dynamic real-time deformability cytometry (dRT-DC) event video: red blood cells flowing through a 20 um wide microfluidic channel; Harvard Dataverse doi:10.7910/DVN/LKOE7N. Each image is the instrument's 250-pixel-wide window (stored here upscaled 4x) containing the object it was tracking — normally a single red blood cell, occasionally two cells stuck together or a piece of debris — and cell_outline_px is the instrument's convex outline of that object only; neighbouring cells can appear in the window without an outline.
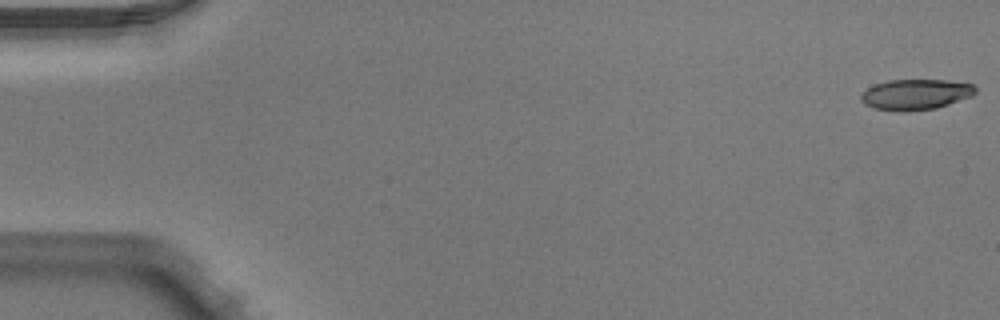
{"species": "Egyptian fruit bat (a non-hibernating species)", "species_latin": "Rousettus aegyptiacus", "temperature_condition": "warm", "stored_images_in_passage": 51, "camera_frame_rate_fps": 3000, "um_per_image_px": 0.085, "animal": {"sex": "male"}, "frame": {"image": 1, "passage_image": 1, "time_ms": 0.0, "image_size_px": [1000, 320], "cell_outline_px": [[976, 92], [972, 96], [936, 108], [904, 112], [900, 112], [872, 108], [864, 104], [860, 100], [860, 96], [868, 88], [876, 84], [888, 80], [944, 80], [972, 84], [976, 88]], "centroid_in_image_um": [77.8, 8.04], "position_along_channel_um": 7.2, "area_um2": 20.4}}
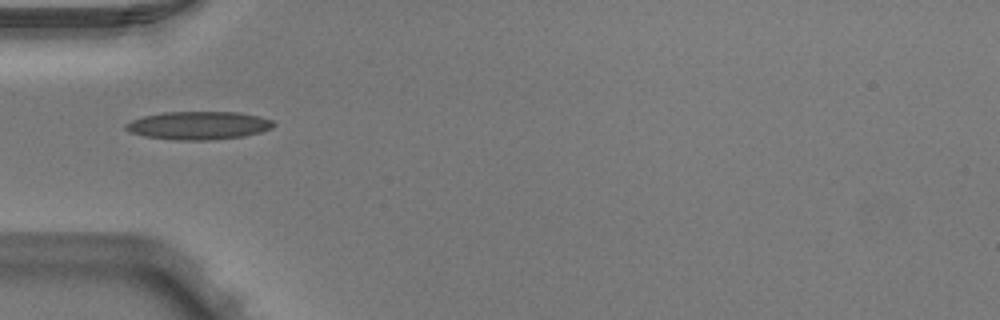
{"frame": {"image": 2, "passage_image": 17, "time_ms": 5.333, "image_size_px": [1000, 320], "cell_outline_px": [[276, 124], [272, 128], [260, 132], [244, 136], [212, 140], [176, 140], [144, 136], [128, 132], [124, 128], [124, 124], [132, 120], [144, 116], [164, 112], [240, 112], [260, 116], [272, 120]], "centroid_in_image_um": [16.88, 10.66], "position_along_channel_um": 68.1, "area_um2": 24.39}}
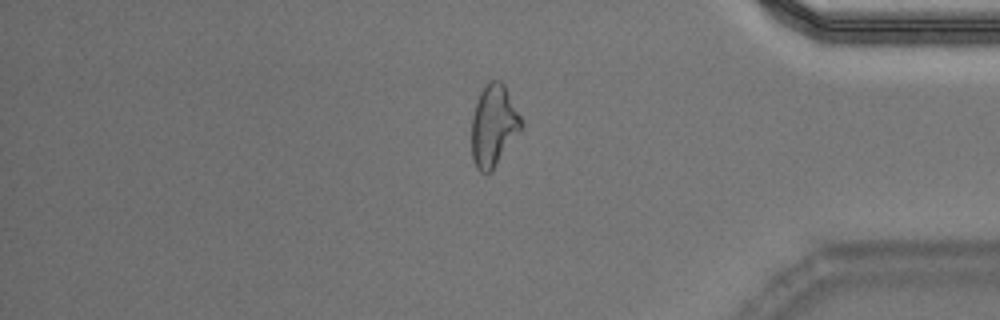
{"frame": {"image": 3, "passage_image": 43, "time_ms": 14.0, "image_size_px": [1000, 320], "cell_outline_px": [[524, 124], [492, 168], [488, 172], [480, 172], [476, 168], [472, 156], [472, 116], [476, 100], [480, 92], [488, 80], [500, 80], [504, 84]], "centroid_in_image_um": [41.92, 10.61], "position_along_channel_um": 393.3, "area_um2": 23.0}, "authors_computed_cell_mechanics": {"area_um2": 22.0218, "velocity_mm_per_s": 4.0132, "shape_relaxation_time_tau1_ms": null, "shape_relaxation_time_tau2_ms": 3.0572, "deformation_change_tau1": null, "deformation_change_tau2": 0.1057}}